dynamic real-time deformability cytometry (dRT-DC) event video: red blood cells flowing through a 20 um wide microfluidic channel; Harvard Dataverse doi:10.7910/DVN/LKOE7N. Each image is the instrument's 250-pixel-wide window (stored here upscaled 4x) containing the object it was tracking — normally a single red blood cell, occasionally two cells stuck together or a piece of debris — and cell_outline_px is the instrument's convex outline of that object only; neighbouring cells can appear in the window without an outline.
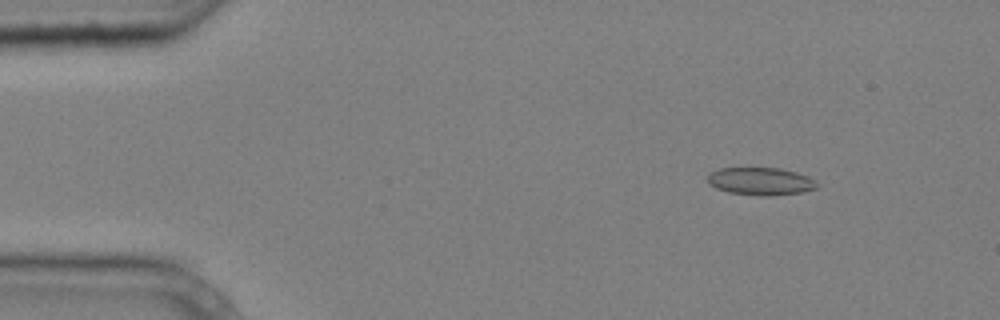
{"species": "common noctule bat (a hibernating species)", "species_latin": "Nyctalus noctula", "temperature_condition": "cold", "stored_images_in_passage": 8, "camera_frame_rate_fps": 3000, "um_per_image_px": 0.085, "animal": {"sex": "male", "body_mass_g": 20.4}, "frame": {"image": 1, "passage_image": 2, "time_ms": 0.333, "image_size_px": [1000, 320], "cell_outline_px": [[816, 188], [804, 192], [764, 196], [728, 192], [716, 188], [708, 180], [708, 172], [720, 168], [780, 168], [796, 172], [808, 176], [816, 180]], "centroid_in_image_um": [64.66, 15.4], "position_along_channel_um": 20.3, "area_um2": 17.51}}
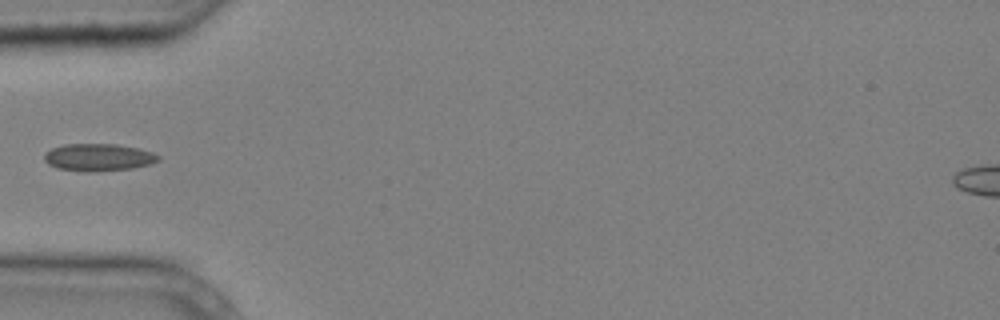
{"frame": {"image": 2, "passage_image": 5, "time_ms": 1.333, "image_size_px": [1000, 320], "cell_outline_px": [[160, 160], [152, 164], [132, 168], [96, 172], [84, 172], [56, 168], [48, 164], [44, 160], [44, 152], [52, 148], [64, 144], [116, 144], [136, 148], [152, 152], [160, 156]], "centroid_in_image_um": [8.35, 13.38], "position_along_channel_um": 76.7, "area_um2": 18.38}}
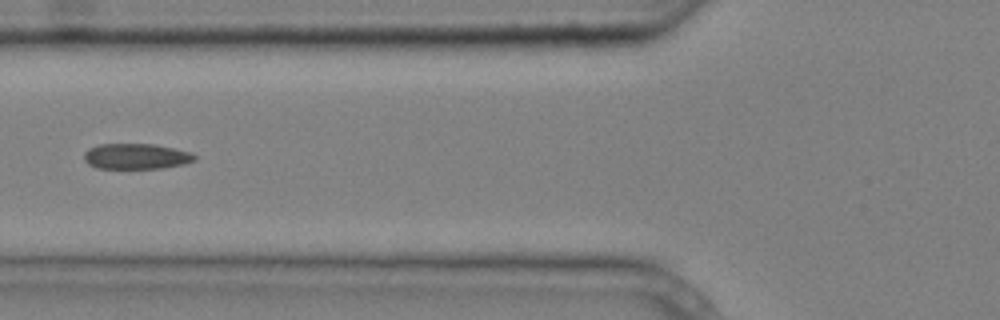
{"frame": {"image": 3, "passage_image": 6, "time_ms": 1.667, "image_size_px": [1000, 320], "cell_outline_px": [[196, 160], [184, 164], [164, 168], [96, 168], [88, 164], [84, 160], [84, 152], [88, 148], [100, 144], [152, 144], [192, 152], [196, 156]], "centroid_in_image_um": [11.57, 13.29], "position_along_channel_um": 114.2, "area_um2": 16.53}}